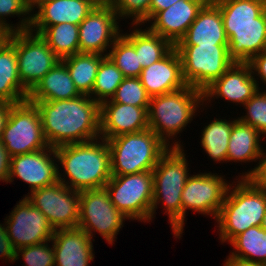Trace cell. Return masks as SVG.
<instances>
[{
  "mask_svg": "<svg viewBox=\"0 0 266 266\" xmlns=\"http://www.w3.org/2000/svg\"><path fill=\"white\" fill-rule=\"evenodd\" d=\"M221 10L224 26L260 25L266 0H213Z\"/></svg>",
  "mask_w": 266,
  "mask_h": 266,
  "instance_id": "f1b7e54d",
  "label": "cell"
},
{
  "mask_svg": "<svg viewBox=\"0 0 266 266\" xmlns=\"http://www.w3.org/2000/svg\"><path fill=\"white\" fill-rule=\"evenodd\" d=\"M34 104L50 147L87 142L100 137V104L90 95Z\"/></svg>",
  "mask_w": 266,
  "mask_h": 266,
  "instance_id": "6da1fadb",
  "label": "cell"
},
{
  "mask_svg": "<svg viewBox=\"0 0 266 266\" xmlns=\"http://www.w3.org/2000/svg\"><path fill=\"white\" fill-rule=\"evenodd\" d=\"M31 14L32 12L21 0H0V27L7 29L11 33L29 30ZM14 15L21 17L18 24L14 25L6 22L5 17H12Z\"/></svg>",
  "mask_w": 266,
  "mask_h": 266,
  "instance_id": "8d00e7d4",
  "label": "cell"
},
{
  "mask_svg": "<svg viewBox=\"0 0 266 266\" xmlns=\"http://www.w3.org/2000/svg\"><path fill=\"white\" fill-rule=\"evenodd\" d=\"M53 155V156H52ZM55 148L48 147L11 157L8 182L19 178L29 184L30 193L58 181L60 172Z\"/></svg>",
  "mask_w": 266,
  "mask_h": 266,
  "instance_id": "9a60e30c",
  "label": "cell"
},
{
  "mask_svg": "<svg viewBox=\"0 0 266 266\" xmlns=\"http://www.w3.org/2000/svg\"><path fill=\"white\" fill-rule=\"evenodd\" d=\"M176 45H228L221 10L209 0Z\"/></svg>",
  "mask_w": 266,
  "mask_h": 266,
  "instance_id": "603a6c76",
  "label": "cell"
},
{
  "mask_svg": "<svg viewBox=\"0 0 266 266\" xmlns=\"http://www.w3.org/2000/svg\"><path fill=\"white\" fill-rule=\"evenodd\" d=\"M29 91L21 84L15 49V32L0 49V101L17 104L28 99Z\"/></svg>",
  "mask_w": 266,
  "mask_h": 266,
  "instance_id": "d4e9b609",
  "label": "cell"
},
{
  "mask_svg": "<svg viewBox=\"0 0 266 266\" xmlns=\"http://www.w3.org/2000/svg\"><path fill=\"white\" fill-rule=\"evenodd\" d=\"M106 141L110 149L111 175L153 171L169 149L151 129L118 135Z\"/></svg>",
  "mask_w": 266,
  "mask_h": 266,
  "instance_id": "8992f818",
  "label": "cell"
},
{
  "mask_svg": "<svg viewBox=\"0 0 266 266\" xmlns=\"http://www.w3.org/2000/svg\"><path fill=\"white\" fill-rule=\"evenodd\" d=\"M108 51L107 56L120 69L124 77L140 76L142 65L139 63L135 47L122 32Z\"/></svg>",
  "mask_w": 266,
  "mask_h": 266,
  "instance_id": "e575fe53",
  "label": "cell"
},
{
  "mask_svg": "<svg viewBox=\"0 0 266 266\" xmlns=\"http://www.w3.org/2000/svg\"><path fill=\"white\" fill-rule=\"evenodd\" d=\"M11 32L0 27V49L9 40Z\"/></svg>",
  "mask_w": 266,
  "mask_h": 266,
  "instance_id": "681fc988",
  "label": "cell"
},
{
  "mask_svg": "<svg viewBox=\"0 0 266 266\" xmlns=\"http://www.w3.org/2000/svg\"><path fill=\"white\" fill-rule=\"evenodd\" d=\"M126 219L113 205L105 188L80 191L78 227L92 240L93 232H98L106 242L114 244Z\"/></svg>",
  "mask_w": 266,
  "mask_h": 266,
  "instance_id": "30bf717a",
  "label": "cell"
},
{
  "mask_svg": "<svg viewBox=\"0 0 266 266\" xmlns=\"http://www.w3.org/2000/svg\"><path fill=\"white\" fill-rule=\"evenodd\" d=\"M1 142L11 157L49 147L34 103L27 99L12 105Z\"/></svg>",
  "mask_w": 266,
  "mask_h": 266,
  "instance_id": "9c48e42d",
  "label": "cell"
},
{
  "mask_svg": "<svg viewBox=\"0 0 266 266\" xmlns=\"http://www.w3.org/2000/svg\"><path fill=\"white\" fill-rule=\"evenodd\" d=\"M228 37L229 57L247 63L253 56L266 50V12L260 15V25L224 26Z\"/></svg>",
  "mask_w": 266,
  "mask_h": 266,
  "instance_id": "cb8c5ba5",
  "label": "cell"
},
{
  "mask_svg": "<svg viewBox=\"0 0 266 266\" xmlns=\"http://www.w3.org/2000/svg\"><path fill=\"white\" fill-rule=\"evenodd\" d=\"M229 185L224 203L216 218L221 243H230L253 226H261L266 211V190L250 178H236ZM235 186H232V185Z\"/></svg>",
  "mask_w": 266,
  "mask_h": 266,
  "instance_id": "3957f363",
  "label": "cell"
},
{
  "mask_svg": "<svg viewBox=\"0 0 266 266\" xmlns=\"http://www.w3.org/2000/svg\"><path fill=\"white\" fill-rule=\"evenodd\" d=\"M203 103V92L189 85L151 97L147 110L149 129L169 148H183L181 141L176 142L175 138L192 122L197 108L203 106ZM170 139L175 141L172 145Z\"/></svg>",
  "mask_w": 266,
  "mask_h": 266,
  "instance_id": "5b68a950",
  "label": "cell"
},
{
  "mask_svg": "<svg viewBox=\"0 0 266 266\" xmlns=\"http://www.w3.org/2000/svg\"><path fill=\"white\" fill-rule=\"evenodd\" d=\"M261 227L266 230V211H265L262 223H261Z\"/></svg>",
  "mask_w": 266,
  "mask_h": 266,
  "instance_id": "816d5d0a",
  "label": "cell"
},
{
  "mask_svg": "<svg viewBox=\"0 0 266 266\" xmlns=\"http://www.w3.org/2000/svg\"><path fill=\"white\" fill-rule=\"evenodd\" d=\"M50 242L51 240L17 249L15 261L21 256L26 263L24 266H55V252Z\"/></svg>",
  "mask_w": 266,
  "mask_h": 266,
  "instance_id": "ab89813d",
  "label": "cell"
},
{
  "mask_svg": "<svg viewBox=\"0 0 266 266\" xmlns=\"http://www.w3.org/2000/svg\"><path fill=\"white\" fill-rule=\"evenodd\" d=\"M150 3L151 0H116L113 9L118 19L132 17L131 25H143L150 23Z\"/></svg>",
  "mask_w": 266,
  "mask_h": 266,
  "instance_id": "f35d334b",
  "label": "cell"
},
{
  "mask_svg": "<svg viewBox=\"0 0 266 266\" xmlns=\"http://www.w3.org/2000/svg\"><path fill=\"white\" fill-rule=\"evenodd\" d=\"M11 156L0 140V181L8 182Z\"/></svg>",
  "mask_w": 266,
  "mask_h": 266,
  "instance_id": "ee69618b",
  "label": "cell"
},
{
  "mask_svg": "<svg viewBox=\"0 0 266 266\" xmlns=\"http://www.w3.org/2000/svg\"><path fill=\"white\" fill-rule=\"evenodd\" d=\"M26 7L31 11L34 12L35 6H38V0H21Z\"/></svg>",
  "mask_w": 266,
  "mask_h": 266,
  "instance_id": "f907efd6",
  "label": "cell"
},
{
  "mask_svg": "<svg viewBox=\"0 0 266 266\" xmlns=\"http://www.w3.org/2000/svg\"><path fill=\"white\" fill-rule=\"evenodd\" d=\"M40 36L61 60L80 53L78 25L61 23L48 26Z\"/></svg>",
  "mask_w": 266,
  "mask_h": 266,
  "instance_id": "1f68e13d",
  "label": "cell"
},
{
  "mask_svg": "<svg viewBox=\"0 0 266 266\" xmlns=\"http://www.w3.org/2000/svg\"><path fill=\"white\" fill-rule=\"evenodd\" d=\"M55 152L64 172L58 173V181L72 190L101 189L112 177L110 149L104 138L62 145Z\"/></svg>",
  "mask_w": 266,
  "mask_h": 266,
  "instance_id": "7a4b0ae2",
  "label": "cell"
},
{
  "mask_svg": "<svg viewBox=\"0 0 266 266\" xmlns=\"http://www.w3.org/2000/svg\"><path fill=\"white\" fill-rule=\"evenodd\" d=\"M82 95L76 88L66 65L60 60L29 92L28 100H69Z\"/></svg>",
  "mask_w": 266,
  "mask_h": 266,
  "instance_id": "484cf974",
  "label": "cell"
},
{
  "mask_svg": "<svg viewBox=\"0 0 266 266\" xmlns=\"http://www.w3.org/2000/svg\"><path fill=\"white\" fill-rule=\"evenodd\" d=\"M250 65L252 75L254 79L258 80L260 77V81L264 85L266 84V50L261 51L259 54L253 56L248 62ZM255 76L258 78H255Z\"/></svg>",
  "mask_w": 266,
  "mask_h": 266,
  "instance_id": "7bdbcfd3",
  "label": "cell"
},
{
  "mask_svg": "<svg viewBox=\"0 0 266 266\" xmlns=\"http://www.w3.org/2000/svg\"><path fill=\"white\" fill-rule=\"evenodd\" d=\"M5 259L9 262H15L16 249L14 248L11 239L7 236V229L4 224H0V259Z\"/></svg>",
  "mask_w": 266,
  "mask_h": 266,
  "instance_id": "b9f144b4",
  "label": "cell"
},
{
  "mask_svg": "<svg viewBox=\"0 0 266 266\" xmlns=\"http://www.w3.org/2000/svg\"><path fill=\"white\" fill-rule=\"evenodd\" d=\"M133 28L130 33L123 35L134 45L142 69L162 59L174 47L148 27L142 29L140 25H133Z\"/></svg>",
  "mask_w": 266,
  "mask_h": 266,
  "instance_id": "83f0119b",
  "label": "cell"
},
{
  "mask_svg": "<svg viewBox=\"0 0 266 266\" xmlns=\"http://www.w3.org/2000/svg\"><path fill=\"white\" fill-rule=\"evenodd\" d=\"M247 115L238 117L244 124L255 128L264 138L266 135V90L258 91L243 105Z\"/></svg>",
  "mask_w": 266,
  "mask_h": 266,
  "instance_id": "74e56055",
  "label": "cell"
},
{
  "mask_svg": "<svg viewBox=\"0 0 266 266\" xmlns=\"http://www.w3.org/2000/svg\"><path fill=\"white\" fill-rule=\"evenodd\" d=\"M232 256L266 265V230L253 226L237 235L231 242Z\"/></svg>",
  "mask_w": 266,
  "mask_h": 266,
  "instance_id": "d6a6232c",
  "label": "cell"
},
{
  "mask_svg": "<svg viewBox=\"0 0 266 266\" xmlns=\"http://www.w3.org/2000/svg\"><path fill=\"white\" fill-rule=\"evenodd\" d=\"M148 107L113 102L100 104V137L105 140L149 129Z\"/></svg>",
  "mask_w": 266,
  "mask_h": 266,
  "instance_id": "ac0fdd59",
  "label": "cell"
},
{
  "mask_svg": "<svg viewBox=\"0 0 266 266\" xmlns=\"http://www.w3.org/2000/svg\"><path fill=\"white\" fill-rule=\"evenodd\" d=\"M185 83L204 91L234 63L228 45H175Z\"/></svg>",
  "mask_w": 266,
  "mask_h": 266,
  "instance_id": "52a82bcc",
  "label": "cell"
},
{
  "mask_svg": "<svg viewBox=\"0 0 266 266\" xmlns=\"http://www.w3.org/2000/svg\"><path fill=\"white\" fill-rule=\"evenodd\" d=\"M248 63L234 62L232 66L203 91V106L211 99L223 98L244 105L260 89ZM208 101V102H207Z\"/></svg>",
  "mask_w": 266,
  "mask_h": 266,
  "instance_id": "e0dca14e",
  "label": "cell"
},
{
  "mask_svg": "<svg viewBox=\"0 0 266 266\" xmlns=\"http://www.w3.org/2000/svg\"><path fill=\"white\" fill-rule=\"evenodd\" d=\"M92 241L79 227L57 229L51 239L55 266H89L95 255Z\"/></svg>",
  "mask_w": 266,
  "mask_h": 266,
  "instance_id": "7402d4cb",
  "label": "cell"
},
{
  "mask_svg": "<svg viewBox=\"0 0 266 266\" xmlns=\"http://www.w3.org/2000/svg\"><path fill=\"white\" fill-rule=\"evenodd\" d=\"M27 194V199L44 213L55 230L78 227L80 191L57 181Z\"/></svg>",
  "mask_w": 266,
  "mask_h": 266,
  "instance_id": "7c38bea8",
  "label": "cell"
},
{
  "mask_svg": "<svg viewBox=\"0 0 266 266\" xmlns=\"http://www.w3.org/2000/svg\"><path fill=\"white\" fill-rule=\"evenodd\" d=\"M31 14L30 31L41 34L48 26L61 23L79 25L94 9L86 0H49Z\"/></svg>",
  "mask_w": 266,
  "mask_h": 266,
  "instance_id": "44dd1931",
  "label": "cell"
},
{
  "mask_svg": "<svg viewBox=\"0 0 266 266\" xmlns=\"http://www.w3.org/2000/svg\"><path fill=\"white\" fill-rule=\"evenodd\" d=\"M236 120L227 121L226 119L215 118L202 130L201 145L213 161L227 162L228 142L233 123Z\"/></svg>",
  "mask_w": 266,
  "mask_h": 266,
  "instance_id": "4dcf8cb0",
  "label": "cell"
},
{
  "mask_svg": "<svg viewBox=\"0 0 266 266\" xmlns=\"http://www.w3.org/2000/svg\"><path fill=\"white\" fill-rule=\"evenodd\" d=\"M184 148H169L153 169V201L150 221L153 220L160 203L168 215L172 233L182 236L181 194L189 178V168Z\"/></svg>",
  "mask_w": 266,
  "mask_h": 266,
  "instance_id": "277c9868",
  "label": "cell"
},
{
  "mask_svg": "<svg viewBox=\"0 0 266 266\" xmlns=\"http://www.w3.org/2000/svg\"><path fill=\"white\" fill-rule=\"evenodd\" d=\"M120 21L113 8H94L79 26L80 53L108 55L115 39L121 34Z\"/></svg>",
  "mask_w": 266,
  "mask_h": 266,
  "instance_id": "2e32d148",
  "label": "cell"
},
{
  "mask_svg": "<svg viewBox=\"0 0 266 266\" xmlns=\"http://www.w3.org/2000/svg\"><path fill=\"white\" fill-rule=\"evenodd\" d=\"M124 78L120 69L106 56L99 65L90 96L99 104L110 100Z\"/></svg>",
  "mask_w": 266,
  "mask_h": 266,
  "instance_id": "836d02e7",
  "label": "cell"
},
{
  "mask_svg": "<svg viewBox=\"0 0 266 266\" xmlns=\"http://www.w3.org/2000/svg\"><path fill=\"white\" fill-rule=\"evenodd\" d=\"M229 185L230 183L217 173L200 172L189 176L181 194L182 233L187 210L210 215L216 220Z\"/></svg>",
  "mask_w": 266,
  "mask_h": 266,
  "instance_id": "4fadbf2b",
  "label": "cell"
},
{
  "mask_svg": "<svg viewBox=\"0 0 266 266\" xmlns=\"http://www.w3.org/2000/svg\"><path fill=\"white\" fill-rule=\"evenodd\" d=\"M105 57L97 53H77L61 61L66 65L78 91L81 94L90 95L99 65Z\"/></svg>",
  "mask_w": 266,
  "mask_h": 266,
  "instance_id": "f546056e",
  "label": "cell"
},
{
  "mask_svg": "<svg viewBox=\"0 0 266 266\" xmlns=\"http://www.w3.org/2000/svg\"><path fill=\"white\" fill-rule=\"evenodd\" d=\"M15 49L21 84L30 92L61 60L36 33L15 32Z\"/></svg>",
  "mask_w": 266,
  "mask_h": 266,
  "instance_id": "8fae6325",
  "label": "cell"
},
{
  "mask_svg": "<svg viewBox=\"0 0 266 266\" xmlns=\"http://www.w3.org/2000/svg\"><path fill=\"white\" fill-rule=\"evenodd\" d=\"M209 0H179L159 11L148 27L175 46L186 34L189 26ZM153 21V22H152Z\"/></svg>",
  "mask_w": 266,
  "mask_h": 266,
  "instance_id": "d6986e66",
  "label": "cell"
},
{
  "mask_svg": "<svg viewBox=\"0 0 266 266\" xmlns=\"http://www.w3.org/2000/svg\"><path fill=\"white\" fill-rule=\"evenodd\" d=\"M261 134L252 126L244 124L238 118L233 123L228 142L227 162L260 161L263 152Z\"/></svg>",
  "mask_w": 266,
  "mask_h": 266,
  "instance_id": "4316f807",
  "label": "cell"
},
{
  "mask_svg": "<svg viewBox=\"0 0 266 266\" xmlns=\"http://www.w3.org/2000/svg\"><path fill=\"white\" fill-rule=\"evenodd\" d=\"M104 188L113 205L129 220L150 222L153 201V172L112 175Z\"/></svg>",
  "mask_w": 266,
  "mask_h": 266,
  "instance_id": "ba28073f",
  "label": "cell"
},
{
  "mask_svg": "<svg viewBox=\"0 0 266 266\" xmlns=\"http://www.w3.org/2000/svg\"><path fill=\"white\" fill-rule=\"evenodd\" d=\"M139 79L150 97L170 93L185 87L181 59L173 47L162 59L143 68Z\"/></svg>",
  "mask_w": 266,
  "mask_h": 266,
  "instance_id": "ffe728a7",
  "label": "cell"
},
{
  "mask_svg": "<svg viewBox=\"0 0 266 266\" xmlns=\"http://www.w3.org/2000/svg\"><path fill=\"white\" fill-rule=\"evenodd\" d=\"M94 8H114L116 0H86Z\"/></svg>",
  "mask_w": 266,
  "mask_h": 266,
  "instance_id": "c3c4849f",
  "label": "cell"
},
{
  "mask_svg": "<svg viewBox=\"0 0 266 266\" xmlns=\"http://www.w3.org/2000/svg\"><path fill=\"white\" fill-rule=\"evenodd\" d=\"M46 1H49V0H38V5H39L40 3H43V2H46Z\"/></svg>",
  "mask_w": 266,
  "mask_h": 266,
  "instance_id": "f5cc1de1",
  "label": "cell"
},
{
  "mask_svg": "<svg viewBox=\"0 0 266 266\" xmlns=\"http://www.w3.org/2000/svg\"><path fill=\"white\" fill-rule=\"evenodd\" d=\"M4 220L7 236L16 250L49 241L56 231L44 213L36 208L26 196L19 200Z\"/></svg>",
  "mask_w": 266,
  "mask_h": 266,
  "instance_id": "5bb4252c",
  "label": "cell"
},
{
  "mask_svg": "<svg viewBox=\"0 0 266 266\" xmlns=\"http://www.w3.org/2000/svg\"><path fill=\"white\" fill-rule=\"evenodd\" d=\"M179 0H151L150 3V20L162 10L169 8Z\"/></svg>",
  "mask_w": 266,
  "mask_h": 266,
  "instance_id": "f6af8a7d",
  "label": "cell"
},
{
  "mask_svg": "<svg viewBox=\"0 0 266 266\" xmlns=\"http://www.w3.org/2000/svg\"><path fill=\"white\" fill-rule=\"evenodd\" d=\"M12 105L13 104H10L8 102L0 101V140Z\"/></svg>",
  "mask_w": 266,
  "mask_h": 266,
  "instance_id": "7dc6e473",
  "label": "cell"
},
{
  "mask_svg": "<svg viewBox=\"0 0 266 266\" xmlns=\"http://www.w3.org/2000/svg\"><path fill=\"white\" fill-rule=\"evenodd\" d=\"M150 99L139 77H125L111 98L113 102L136 107H149Z\"/></svg>",
  "mask_w": 266,
  "mask_h": 266,
  "instance_id": "d590c367",
  "label": "cell"
},
{
  "mask_svg": "<svg viewBox=\"0 0 266 266\" xmlns=\"http://www.w3.org/2000/svg\"><path fill=\"white\" fill-rule=\"evenodd\" d=\"M228 258L224 261L223 266H266L263 264L255 263L250 260L242 259L236 256L229 255Z\"/></svg>",
  "mask_w": 266,
  "mask_h": 266,
  "instance_id": "bcb514c9",
  "label": "cell"
},
{
  "mask_svg": "<svg viewBox=\"0 0 266 266\" xmlns=\"http://www.w3.org/2000/svg\"><path fill=\"white\" fill-rule=\"evenodd\" d=\"M256 167L239 175V178H250L258 187L266 190V152H262L260 161L257 162ZM241 176V177H240Z\"/></svg>",
  "mask_w": 266,
  "mask_h": 266,
  "instance_id": "60d3db41",
  "label": "cell"
}]
</instances>
